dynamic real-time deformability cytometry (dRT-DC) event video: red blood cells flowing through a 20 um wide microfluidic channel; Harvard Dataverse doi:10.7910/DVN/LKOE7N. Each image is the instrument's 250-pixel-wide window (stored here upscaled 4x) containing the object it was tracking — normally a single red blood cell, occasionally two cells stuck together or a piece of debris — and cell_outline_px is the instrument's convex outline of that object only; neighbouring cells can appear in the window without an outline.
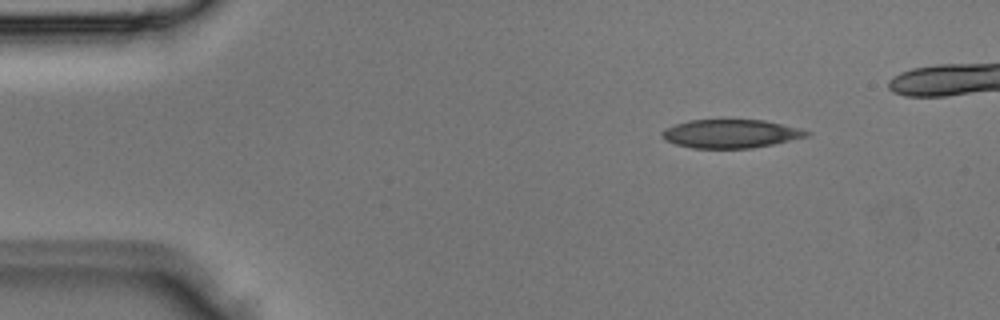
{"species": "Egyptian fruit bat (a non-hibernating species)", "species_latin": "Rousettus aegyptiacus", "temperature_condition": "room temperature", "stored_images_in_passage": 5, "segment_of_instrument_passage": [2, 2], "camera_frame_rate_fps": 3000, "um_per_image_px": 0.085, "animal": {"sex": "male"}, "frame": {"image": 1, "passage_image": 5, "time_ms": 1.333, "image_size_px": [1000, 320], "cell_outline_px": [[812, 132], [808, 136], [772, 144], [752, 148], [692, 148], [676, 144], [664, 140], [660, 136], [660, 132], [664, 128], [688, 120], [764, 120], [800, 128]], "centroid_in_image_um": [62.07, 11.36], "position_along_channel_um": 22.9, "area_um2": 24.04}}